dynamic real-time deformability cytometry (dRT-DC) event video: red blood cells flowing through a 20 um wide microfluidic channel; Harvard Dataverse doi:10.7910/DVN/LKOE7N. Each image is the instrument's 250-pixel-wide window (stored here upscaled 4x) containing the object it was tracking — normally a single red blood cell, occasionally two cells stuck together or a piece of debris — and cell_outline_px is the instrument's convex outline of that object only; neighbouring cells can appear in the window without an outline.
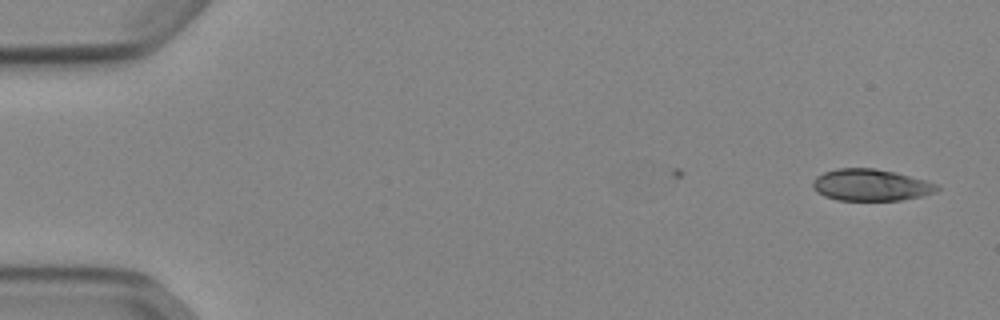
{"species": "Egyptian fruit bat (a non-hibernating species)", "species_latin": "Rousettus aegyptiacus", "temperature_condition": "cold", "stored_images_in_passage": 8, "camera_frame_rate_fps": 3000, "um_per_image_px": 0.085, "animal": {"sex": "female"}, "frame": {"image": 1, "passage_image": 1, "time_ms": 0.0, "image_size_px": [1000, 320], "cell_outline_px": [[940, 188], [936, 192], [920, 196], [900, 200], [836, 200], [824, 196], [816, 192], [812, 184], [812, 180], [816, 176], [824, 172], [836, 168], [876, 168], [896, 172], [924, 180], [936, 184]], "centroid_in_image_um": [73.98, 15.72], "position_along_channel_um": 11.0, "area_um2": 23.0}}